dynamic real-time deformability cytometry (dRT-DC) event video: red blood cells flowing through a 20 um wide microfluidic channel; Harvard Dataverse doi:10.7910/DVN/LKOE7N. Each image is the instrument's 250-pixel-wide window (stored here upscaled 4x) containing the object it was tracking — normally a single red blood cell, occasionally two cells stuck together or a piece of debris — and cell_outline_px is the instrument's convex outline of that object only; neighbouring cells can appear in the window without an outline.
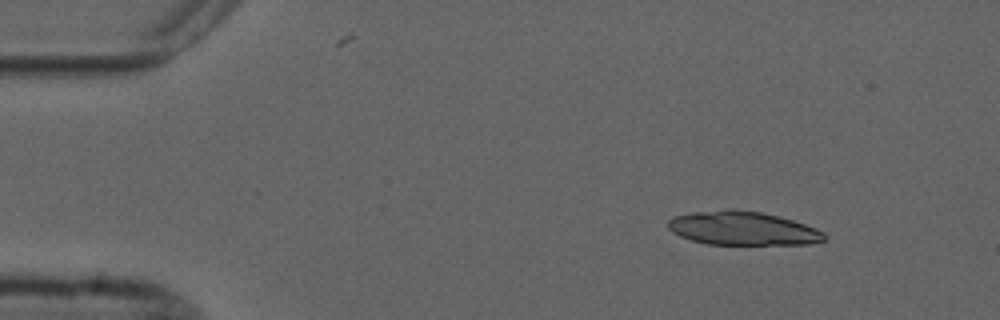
{"species": "common noctule bat (a hibernating species)", "species_latin": "Nyctalus noctula", "temperature_condition": "cold", "stored_images_in_passage": 5, "camera_frame_rate_fps": 3000, "um_per_image_px": 0.085, "animal": {"sex": "male", "forearm_length_mm": 52.5}, "frame": {"image": 1, "passage_image": 1, "time_ms": 0.0, "image_size_px": [1000, 320], "cell_outline_px": [[828, 236], [824, 240], [808, 244], [708, 244], [692, 240], [680, 236], [672, 232], [668, 228], [668, 220], [672, 216], [692, 212], [732, 208], [760, 212], [780, 216], [816, 228], [824, 232]], "centroid_in_image_um": [63.11, 19.4], "position_along_channel_um": 21.9, "area_um2": 30.81}}